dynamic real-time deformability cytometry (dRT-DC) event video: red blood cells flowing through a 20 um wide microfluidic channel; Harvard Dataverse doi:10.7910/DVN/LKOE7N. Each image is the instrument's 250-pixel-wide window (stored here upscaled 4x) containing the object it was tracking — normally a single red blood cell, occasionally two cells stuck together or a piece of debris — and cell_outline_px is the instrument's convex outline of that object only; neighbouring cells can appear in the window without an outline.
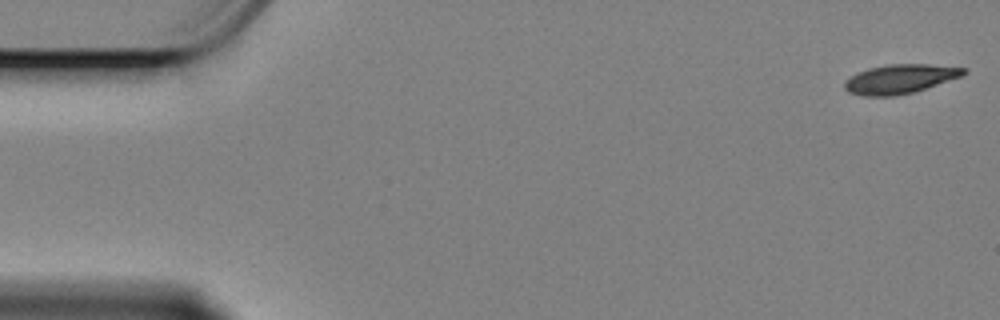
{"species": "Egyptian fruit bat (a non-hibernating species)", "species_latin": "Rousettus aegyptiacus", "temperature_condition": "cold", "stored_images_in_passage": 59, "camera_frame_rate_fps": 3000, "um_per_image_px": 0.085, "animal": {"sex": "female"}, "frame": {"image": 1, "passage_image": 1, "time_ms": 0.0, "image_size_px": [1000, 320], "cell_outline_px": [[968, 72], [964, 76], [912, 92], [896, 96], [860, 96], [848, 92], [844, 88], [844, 80], [856, 72], [868, 68], [888, 64], [928, 64], [968, 68]], "centroid_in_image_um": [76.49, 6.71], "position_along_channel_um": 8.5, "area_um2": 20.52}}
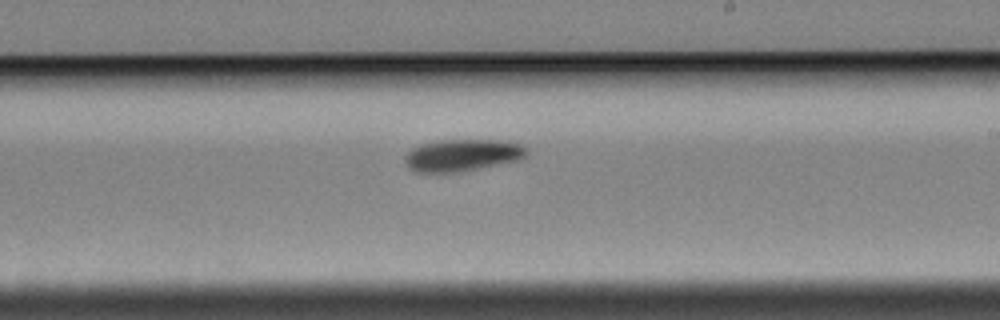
{"frame": {"image": 2, "passage_image": 34, "time_ms": 11.0, "image_size_px": [1000, 320], "cell_outline_px": [[528, 152], [524, 156], [516, 160], [476, 168], [452, 172], [416, 172], [408, 168], [404, 160], [408, 152], [412, 148], [420, 144], [440, 140], [504, 140], [520, 144], [528, 148]], "centroid_in_image_um": [39.26, 13.17], "position_along_channel_um": 249.7, "area_um2": 22.37}}
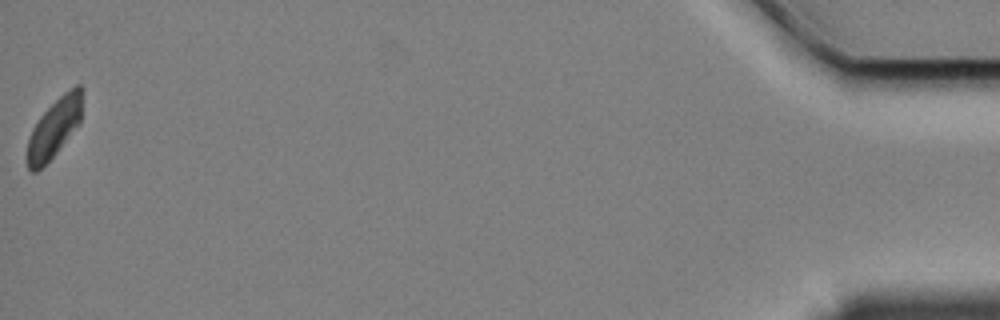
{"frame": {"image": 3, "passage_image": 59, "time_ms": 19.333, "image_size_px": [1000, 320], "cell_outline_px": [[84, 92], [80, 124], [56, 152], [36, 172], [32, 172], [28, 168], [28, 140], [32, 128], [40, 116], [64, 92], [76, 84], [80, 84], [84, 88]], "centroid_in_image_um": [4.67, 10.8], "position_along_channel_um": 430.5, "area_um2": 18.84}, "authors_computed_cell_mechanics": {"area_um2": 21.2126, "velocity_mm_per_s": 3.3302, "shape_relaxation_time_tau1_ms": 3.4521, "shape_relaxation_time_tau2_ms": null, "deformation_change_tau1": 0.0999, "deformation_change_tau2": null}}